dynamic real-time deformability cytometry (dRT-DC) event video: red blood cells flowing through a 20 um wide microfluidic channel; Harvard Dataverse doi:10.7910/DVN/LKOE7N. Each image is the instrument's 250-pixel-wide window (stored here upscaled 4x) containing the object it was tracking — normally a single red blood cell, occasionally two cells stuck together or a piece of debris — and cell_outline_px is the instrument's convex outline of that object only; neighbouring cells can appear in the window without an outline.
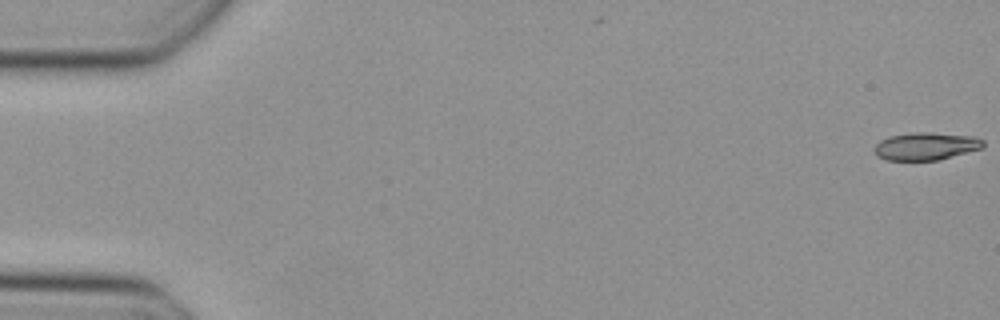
{"species": "Egyptian fruit bat (a non-hibernating species)", "species_latin": "Rousettus aegyptiacus", "temperature_condition": "cold", "stored_images_in_passage": 13, "camera_frame_rate_fps": 3000, "um_per_image_px": 0.085, "animal": {"sex": "female"}, "frame": {"image": 1, "passage_image": 1, "time_ms": 0.0, "image_size_px": [1000, 320], "cell_outline_px": [[984, 148], [940, 160], [888, 160], [876, 156], [872, 152], [872, 148], [880, 140], [888, 136], [912, 132], [928, 132], [972, 136], [984, 140]], "centroid_in_image_um": [78.67, 12.43], "position_along_channel_um": 6.3, "area_um2": 17.86}}
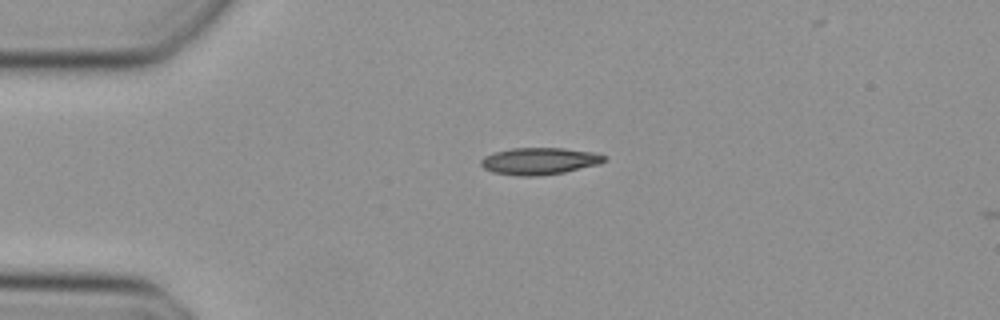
{"frame": {"image": 2, "passage_image": 12, "time_ms": 3.667, "image_size_px": [1000, 320], "cell_outline_px": [[608, 160], [600, 164], [564, 172], [540, 176], [516, 176], [492, 172], [484, 168], [480, 164], [480, 160], [484, 156], [496, 152], [512, 148], [564, 148], [592, 152], [608, 156]], "centroid_in_image_um": [45.87, 13.7], "position_along_channel_um": 39.1, "area_um2": 19.54}}